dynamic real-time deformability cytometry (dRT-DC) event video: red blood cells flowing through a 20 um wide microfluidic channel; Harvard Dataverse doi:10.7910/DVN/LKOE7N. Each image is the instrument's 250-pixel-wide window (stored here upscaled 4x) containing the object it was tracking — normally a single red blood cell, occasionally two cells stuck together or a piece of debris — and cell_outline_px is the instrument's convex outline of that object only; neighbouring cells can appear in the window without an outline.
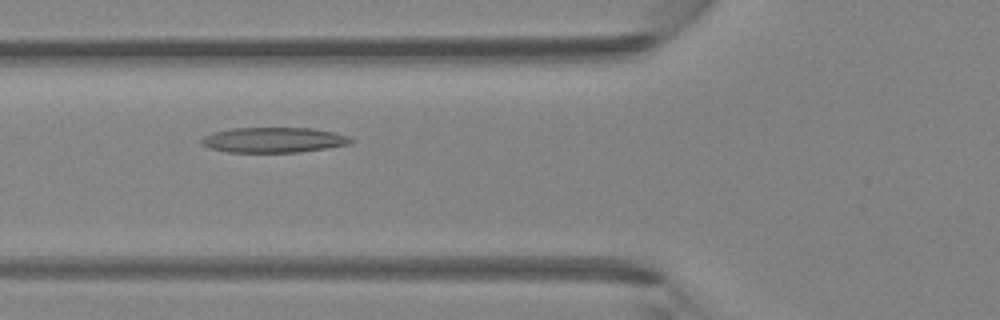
{"species": "Egyptian fruit bat (a non-hibernating species)", "species_latin": "Rousettus aegyptiacus", "temperature_condition": "room temperature", "stored_images_in_passage": 5, "camera_frame_rate_fps": 3000, "um_per_image_px": 0.085, "animal": {"sex": "female"}, "frame": {"image": 1, "passage_image": 5, "time_ms": 1.333, "image_size_px": [1000, 320], "cell_outline_px": [[356, 140], [348, 144], [324, 148], [296, 152], [228, 152], [208, 148], [200, 144], [200, 140], [204, 136], [212, 132], [232, 128], [312, 128], [332, 132], [348, 136]], "centroid_in_image_um": [23.2, 11.89], "position_along_channel_um": 102.6, "area_um2": 21.91}}